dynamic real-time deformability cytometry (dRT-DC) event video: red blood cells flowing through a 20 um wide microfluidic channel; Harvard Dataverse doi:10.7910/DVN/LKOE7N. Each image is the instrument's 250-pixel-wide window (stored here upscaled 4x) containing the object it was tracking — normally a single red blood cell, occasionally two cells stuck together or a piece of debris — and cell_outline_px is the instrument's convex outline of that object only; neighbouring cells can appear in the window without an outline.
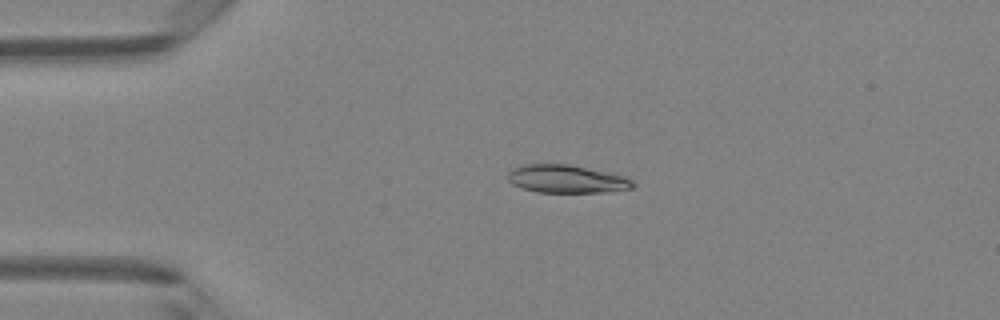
{"species": "Egyptian fruit bat (a non-hibernating species)", "species_latin": "Rousettus aegyptiacus", "temperature_condition": "room temperature", "stored_images_in_passage": 47, "camera_frame_rate_fps": 3000, "um_per_image_px": 0.085, "animal": {"sex": "female"}, "frame": {"image": 1, "passage_image": 10, "time_ms": 3.0, "image_size_px": [1000, 320], "cell_outline_px": [[636, 184], [632, 188], [604, 192], [536, 192], [512, 184], [508, 180], [508, 172], [512, 168], [524, 164], [568, 164], [624, 176], [632, 180]], "centroid_in_image_um": [48.13, 15.21], "position_along_channel_um": 36.9, "area_um2": 20.23}}
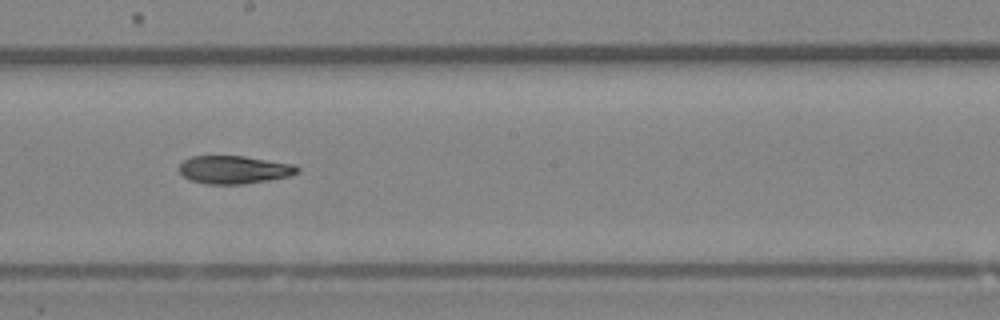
{"frame": {"image": 2, "passage_image": 26, "time_ms": 8.333, "image_size_px": [1000, 320], "cell_outline_px": [[300, 172], [288, 176], [268, 180], [244, 184], [208, 184], [188, 180], [180, 172], [180, 164], [184, 160], [192, 156], [244, 156], [296, 164], [300, 168]], "centroid_in_image_um": [19.93, 14.42], "position_along_channel_um": 228.3, "area_um2": 19.36}}
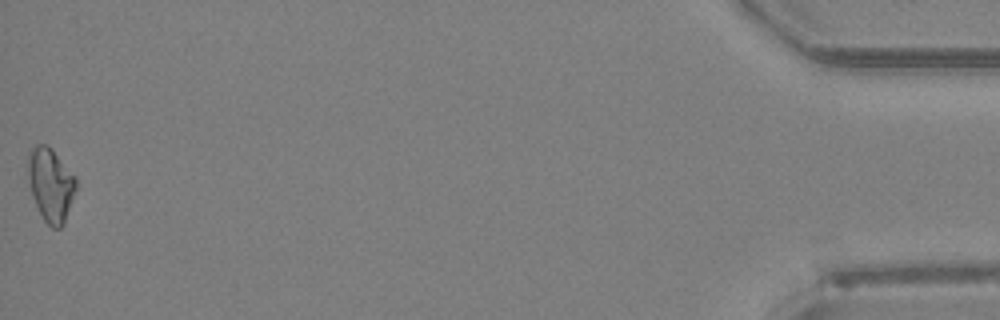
{"frame": {"image": 3, "passage_image": 47, "time_ms": 15.333, "image_size_px": [1000, 320], "cell_outline_px": [[76, 188], [64, 224], [60, 228], [52, 228], [44, 220], [32, 196], [28, 180], [28, 152], [36, 144], [48, 144], [52, 148], [76, 176]], "centroid_in_image_um": [4.31, 15.66], "position_along_channel_um": 430.9, "area_um2": 20.63}, "authors_computed_cell_mechanics": {"area_um2": 20.0566, "velocity_mm_per_s": 4.2807, "shape_relaxation_time_tau1_ms": 5.6199, "shape_relaxation_time_tau2_ms": 5.3373, "deformation_change_tau1": 0.1725, "deformation_change_tau2": 0.1163}}